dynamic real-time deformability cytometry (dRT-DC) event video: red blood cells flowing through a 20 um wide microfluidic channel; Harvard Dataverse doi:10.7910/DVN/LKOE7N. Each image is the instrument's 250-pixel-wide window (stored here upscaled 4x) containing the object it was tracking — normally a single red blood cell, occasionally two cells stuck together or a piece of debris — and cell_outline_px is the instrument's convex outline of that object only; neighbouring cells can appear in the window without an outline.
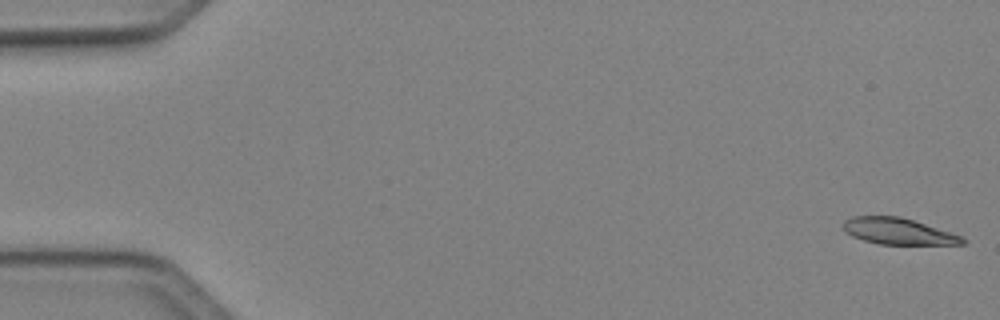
{"species": "Egyptian fruit bat (a non-hibernating species)", "species_latin": "Rousettus aegyptiacus", "temperature_condition": "cold", "stored_images_in_passage": 49, "camera_frame_rate_fps": 3000, "um_per_image_px": 0.085, "animal": {"sex": "female"}, "frame": {"image": 1, "passage_image": 1, "time_ms": 0.0, "image_size_px": [1000, 320], "cell_outline_px": [[968, 240], [964, 244], [880, 244], [864, 240], [852, 236], [844, 232], [844, 220], [852, 216], [900, 216], [960, 236]], "centroid_in_image_um": [76.3, 19.66], "position_along_channel_um": 8.7, "area_um2": 17.98}}
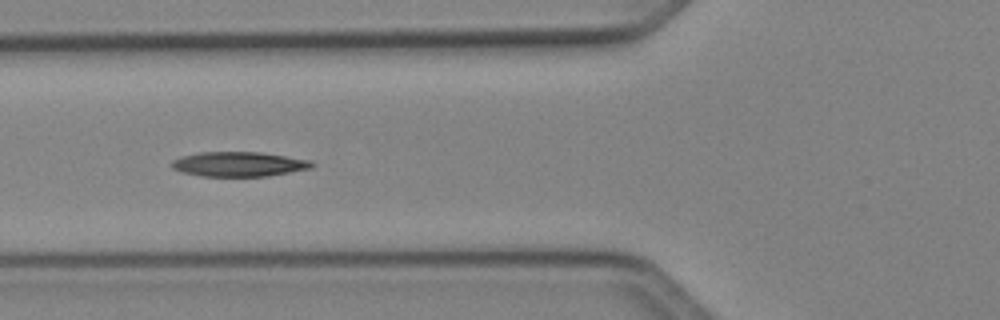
{"frame": {"image": 2, "passage_image": 19, "time_ms": 6.0, "image_size_px": [1000, 320], "cell_outline_px": [[316, 164], [312, 168], [268, 176], [204, 176], [184, 172], [172, 168], [172, 160], [180, 156], [200, 152], [260, 152], [312, 160]], "centroid_in_image_um": [20.34, 13.94], "position_along_channel_um": 105.5, "area_um2": 20.17}}
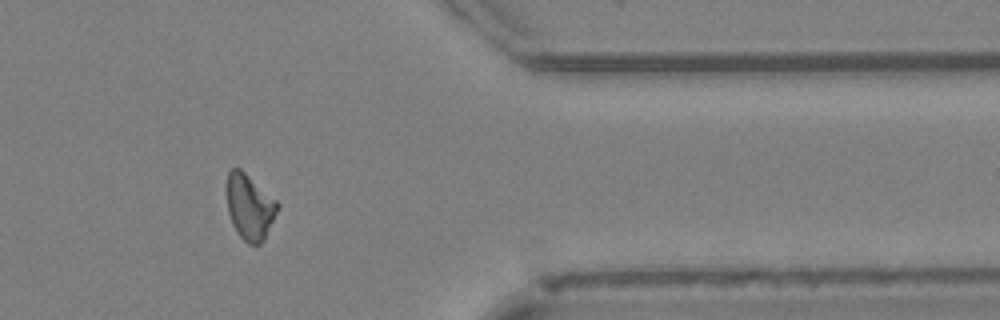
{"frame": {"image": 3, "passage_image": 41, "time_ms": 13.333, "image_size_px": [1000, 320], "cell_outline_px": [[280, 204], [264, 240], [260, 244], [248, 244], [240, 236], [232, 224], [228, 212], [228, 172], [232, 168], [240, 168], [276, 200]], "centroid_in_image_um": [21.23, 17.6], "position_along_channel_um": 390.2, "area_um2": 18.96}, "authors_computed_cell_mechanics": {"area_um2": 19.5364, "velocity_mm_per_s": 4.1264, "shape_relaxation_time_tau1_ms": 5.7382, "shape_relaxation_time_tau2_ms": null, "deformation_change_tau1": 0.1646, "deformation_change_tau2": null}}